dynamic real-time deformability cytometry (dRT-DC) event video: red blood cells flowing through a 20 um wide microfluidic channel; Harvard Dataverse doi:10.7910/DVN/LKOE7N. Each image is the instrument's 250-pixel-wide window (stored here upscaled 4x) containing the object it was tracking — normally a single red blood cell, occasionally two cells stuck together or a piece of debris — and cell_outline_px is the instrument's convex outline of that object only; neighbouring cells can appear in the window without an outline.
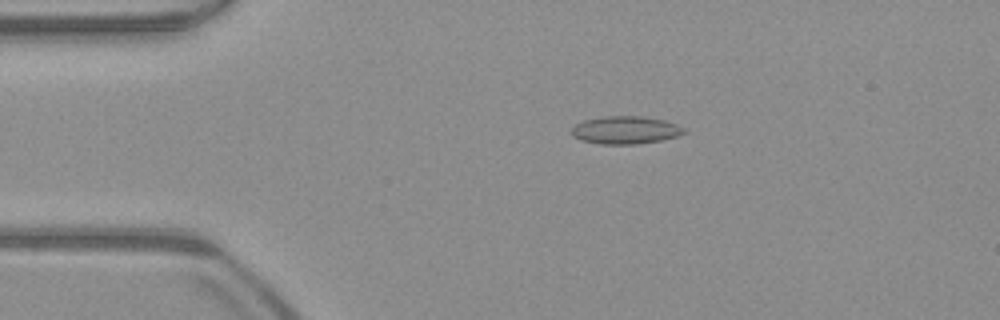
{"species": "common noctule bat (a hibernating species)", "species_latin": "Nyctalus noctula", "temperature_condition": "warm", "stored_images_in_passage": 52, "camera_frame_rate_fps": 3000, "um_per_image_px": 0.085, "animal": {"sex": "male", "body_mass_g": 23.1, "forearm_length_mm": 52.7}, "frame": {"image": 1, "passage_image": 10, "time_ms": 3.0, "image_size_px": [1000, 320], "cell_outline_px": [[688, 132], [676, 136], [660, 140], [636, 144], [600, 144], [580, 140], [572, 136], [572, 128], [576, 124], [584, 120], [604, 116], [640, 116], [664, 120], [676, 124], [684, 128]], "centroid_in_image_um": [53.15, 11.05], "position_along_channel_um": 31.9, "area_um2": 18.15}}
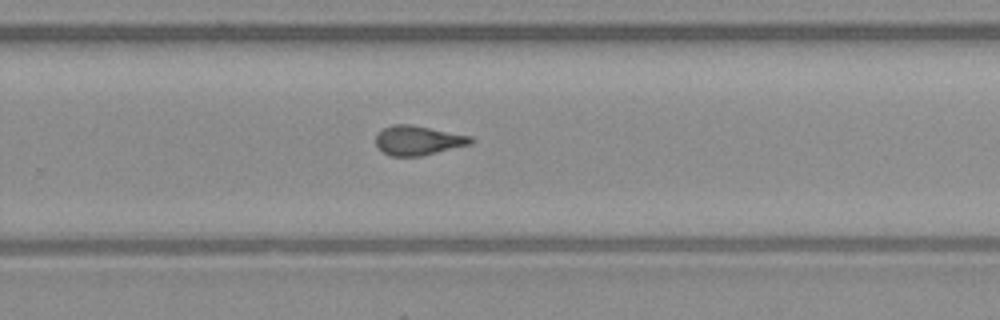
{"frame": {"image": 2, "passage_image": 33, "time_ms": 10.667, "image_size_px": [1000, 320], "cell_outline_px": [[476, 140], [472, 144], [420, 156], [392, 156], [384, 152], [376, 144], [376, 136], [384, 128], [392, 124], [412, 124], [472, 136]], "centroid_in_image_um": [35.59, 11.92], "position_along_channel_um": 294.2, "area_um2": 16.3}}
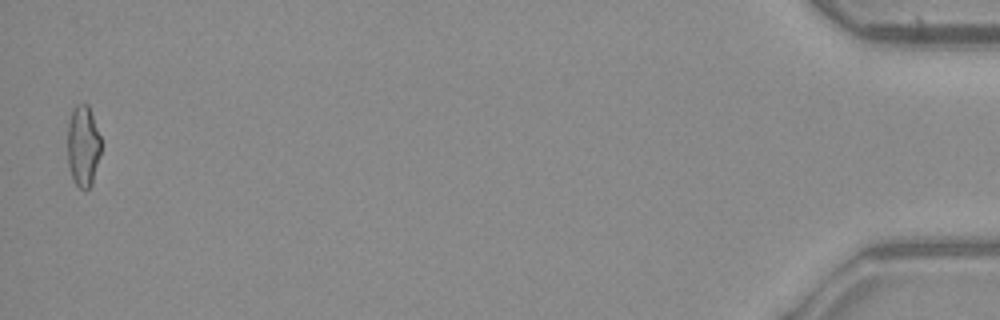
{"frame": {"image": 3, "passage_image": 51, "time_ms": 16.667, "image_size_px": [1000, 320], "cell_outline_px": [[100, 156], [92, 184], [84, 192], [72, 180], [68, 164], [68, 124], [72, 108], [76, 104], [88, 104], [100, 136]], "centroid_in_image_um": [7.05, 12.43], "position_along_channel_um": 428.1, "area_um2": 15.95}, "authors_computed_cell_mechanics": {"area_um2": 16.4152, "velocity_mm_per_s": 3.9576, "shape_relaxation_time_tau1_ms": null, "shape_relaxation_time_tau2_ms": 1.8008, "deformation_change_tau1": null, "deformation_change_tau2": 0.0756}}